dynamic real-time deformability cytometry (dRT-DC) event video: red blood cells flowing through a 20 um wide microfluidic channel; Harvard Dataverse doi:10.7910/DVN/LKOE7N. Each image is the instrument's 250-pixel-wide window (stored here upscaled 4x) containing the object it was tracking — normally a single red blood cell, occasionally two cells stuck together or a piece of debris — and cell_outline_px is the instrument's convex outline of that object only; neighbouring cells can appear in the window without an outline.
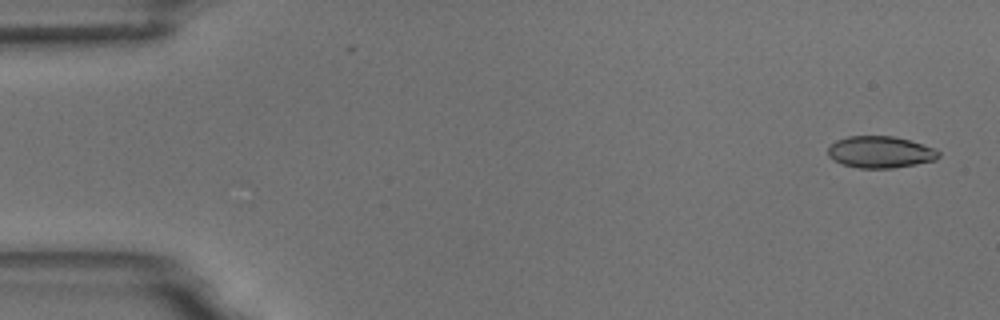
{"species": "common noctule bat (a hibernating species)", "species_latin": "Nyctalus noctula", "temperature_condition": "room temperature", "stored_images_in_passage": 5, "camera_frame_rate_fps": 3000, "um_per_image_px": 0.085, "animal": {"sex": "male", "body_mass_g": 18.8}, "frame": {"image": 1, "passage_image": 1, "time_ms": 0.0, "image_size_px": [1000, 320], "cell_outline_px": [[940, 156], [936, 160], [916, 164], [892, 168], [860, 168], [840, 164], [832, 160], [828, 156], [828, 148], [836, 140], [848, 136], [892, 136], [908, 140], [936, 148], [940, 152]], "centroid_in_image_um": [74.82, 12.93], "position_along_channel_um": 10.2, "area_um2": 20.58}}
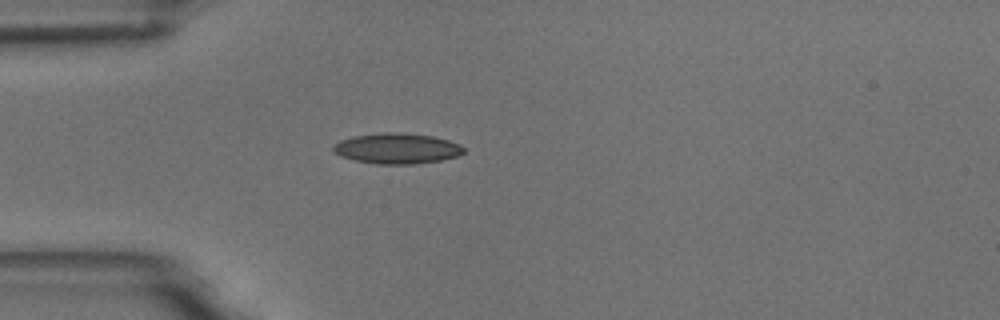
{"frame": {"image": 2, "passage_image": 4, "time_ms": 4.333, "image_size_px": [1000, 320], "cell_outline_px": [[464, 152], [456, 156], [440, 160], [416, 164], [376, 164], [356, 160], [340, 156], [332, 152], [332, 148], [340, 140], [356, 136], [384, 132], [400, 132], [432, 136], [448, 140], [460, 144], [464, 148]], "centroid_in_image_um": [33.74, 12.62], "position_along_channel_um": 51.3, "area_um2": 23.12}}